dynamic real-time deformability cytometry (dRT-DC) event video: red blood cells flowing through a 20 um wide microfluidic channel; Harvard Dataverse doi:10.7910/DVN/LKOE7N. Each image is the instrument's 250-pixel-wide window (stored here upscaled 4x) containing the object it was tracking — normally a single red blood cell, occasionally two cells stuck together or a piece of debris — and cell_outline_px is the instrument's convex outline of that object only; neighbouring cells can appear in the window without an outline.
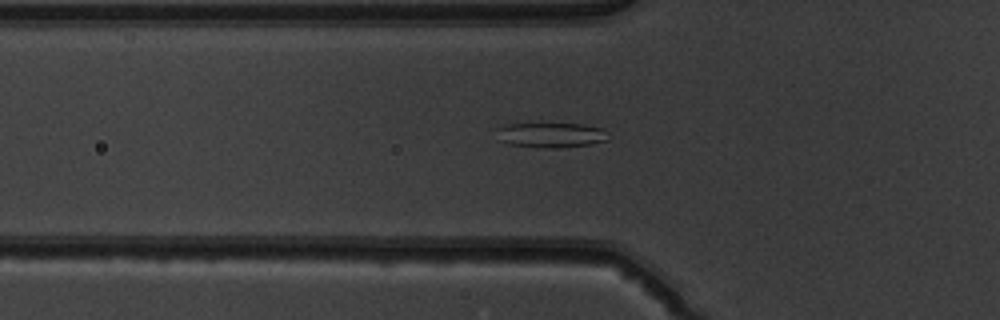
{"species": "common noctule bat (a hibernating species)", "species_latin": "Nyctalus noctula", "temperature_condition": "warm", "stored_images_in_passage": 43, "camera_frame_rate_fps": 3000, "um_per_image_px": 0.085, "animal": {"sex": "male", "body_mass_g": 19.5, "forearm_length_mm": 54.6}, "frame": {"image": 1, "passage_image": 13, "time_ms": 4.0, "image_size_px": [1000, 320], "cell_outline_px": [[608, 140], [592, 144], [560, 148], [536, 148], [508, 144], [500, 140], [496, 128], [508, 120], [584, 124], [604, 128]], "centroid_in_image_um": [46.71, 11.41], "position_along_channel_um": 79.1, "area_um2": 17.63}}
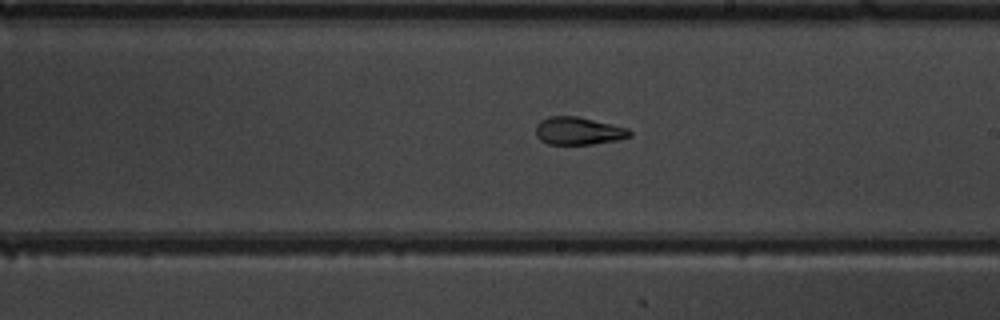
{"frame": {"image": 2, "passage_image": 25, "time_ms": 8.0, "image_size_px": [1000, 320], "cell_outline_px": [[632, 136], [616, 140], [592, 144], [548, 144], [540, 140], [536, 136], [536, 124], [540, 120], [552, 116], [576, 116], [628, 128], [632, 132]], "centroid_in_image_um": [49.15, 11.13], "position_along_channel_um": 239.9, "area_um2": 15.09}}
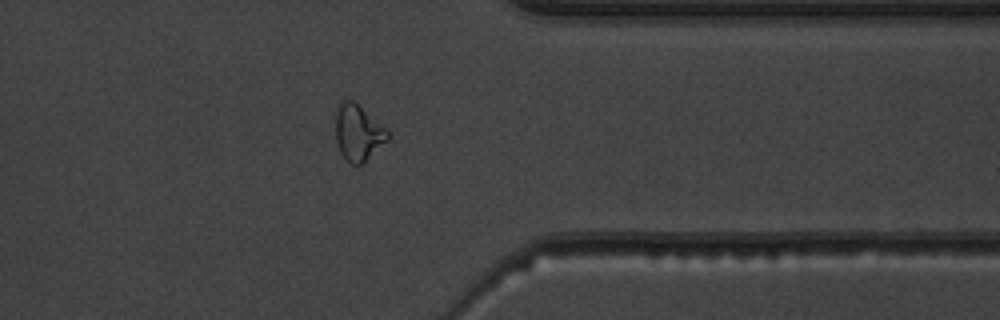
{"frame": {"image": 3, "passage_image": 36, "time_ms": 11.667, "image_size_px": [1000, 320], "cell_outline_px": [[388, 140], [360, 164], [352, 164], [340, 152], [336, 140], [336, 112], [340, 104], [344, 100], [352, 100], [388, 128]], "centroid_in_image_um": [30.45, 11.25], "position_along_channel_um": 380.9, "area_um2": 16.65}}